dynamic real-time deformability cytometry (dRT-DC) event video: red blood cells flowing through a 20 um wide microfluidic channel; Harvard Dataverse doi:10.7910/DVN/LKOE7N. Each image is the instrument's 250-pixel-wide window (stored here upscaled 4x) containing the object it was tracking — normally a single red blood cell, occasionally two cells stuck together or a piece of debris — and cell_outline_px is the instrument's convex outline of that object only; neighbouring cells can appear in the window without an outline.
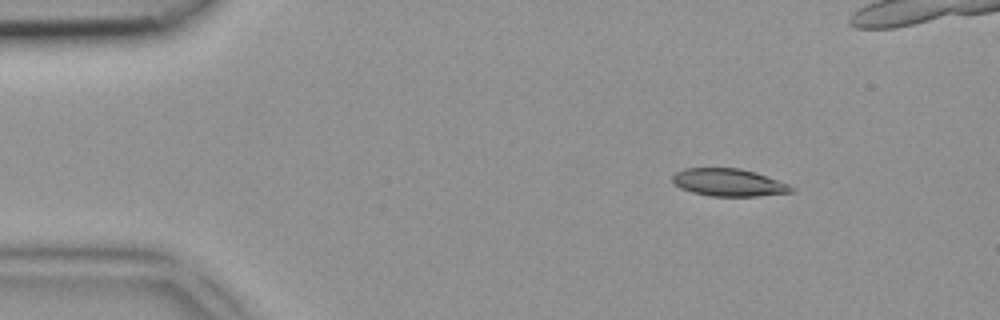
{"species": "common noctule bat (a hibernating species)", "species_latin": "Nyctalus noctula", "temperature_condition": "room temperature", "stored_images_in_passage": 4, "camera_frame_rate_fps": 3000, "um_per_image_px": 0.085, "animal": {"sex": "female", "body_mass_g": 18.4}, "frame": {"image": 1, "passage_image": 1, "time_ms": 0.0, "image_size_px": [1000, 320], "cell_outline_px": [[796, 188], [792, 192], [756, 196], [712, 196], [692, 192], [680, 188], [672, 180], [672, 176], [676, 172], [684, 168], [740, 168], [756, 172], [788, 184]], "centroid_in_image_um": [61.94, 15.5], "position_along_channel_um": 23.1, "area_um2": 19.02}}